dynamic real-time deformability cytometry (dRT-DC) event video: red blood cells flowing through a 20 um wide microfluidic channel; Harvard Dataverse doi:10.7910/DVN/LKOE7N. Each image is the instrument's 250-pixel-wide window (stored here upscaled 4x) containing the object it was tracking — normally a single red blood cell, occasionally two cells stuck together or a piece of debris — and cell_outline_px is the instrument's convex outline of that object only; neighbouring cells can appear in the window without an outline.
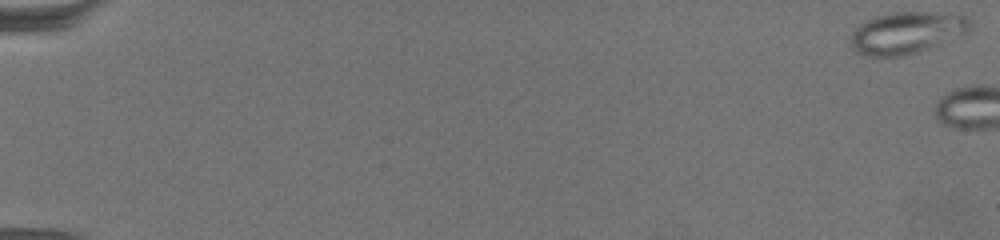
{"species": "common noctule bat (a hibernating species)", "species_latin": "Nyctalus noctula", "temperature_condition": "warm", "stored_images_in_passage": 6, "camera_frame_rate_fps": 3000, "um_per_image_px": 0.085, "animal": {"sex": "female", "body_mass_g": 19.5, "forearm_length_mm": 54.1}, "frame": {"image": 1, "passage_image": 1, "time_ms": 0.0, "image_size_px": [1000, 240], "cell_outline_px": [[972, 24], [968, 32], [928, 48], [916, 52], [900, 56], [868, 56], [856, 52], [852, 48], [852, 32], [860, 24], [876, 16], [892, 12], [928, 12], [968, 16], [972, 20]], "centroid_in_image_um": [77.08, 2.77], "position_along_channel_um": 7.9, "area_um2": 28.78}}